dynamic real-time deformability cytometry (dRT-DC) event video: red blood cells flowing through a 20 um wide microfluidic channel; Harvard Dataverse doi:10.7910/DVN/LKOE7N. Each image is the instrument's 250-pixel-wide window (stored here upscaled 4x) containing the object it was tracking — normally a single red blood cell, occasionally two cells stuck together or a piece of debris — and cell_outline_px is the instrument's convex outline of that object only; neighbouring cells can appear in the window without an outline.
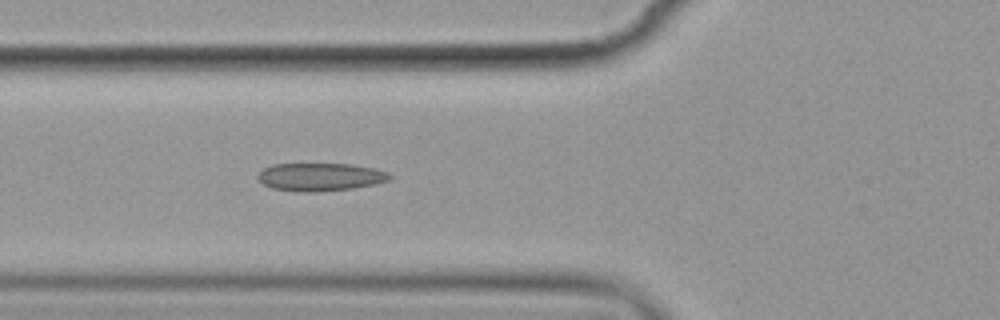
{"species": "common noctule bat (a hibernating species)", "species_latin": "Nyctalus noctula", "temperature_condition": "cold", "stored_images_in_passage": 6, "camera_frame_rate_fps": 3000, "um_per_image_px": 0.085, "animal": {"sex": "female", "body_mass_g": 19.9}, "frame": {"image": 1, "passage_image": 6, "time_ms": 5.667, "image_size_px": [1000, 320], "cell_outline_px": [[392, 176], [388, 180], [376, 184], [352, 188], [316, 192], [296, 192], [272, 188], [264, 184], [256, 176], [264, 168], [272, 164], [352, 164], [372, 168], [388, 172]], "centroid_in_image_um": [27.21, 15.04], "position_along_channel_um": 98.6, "area_um2": 21.44}}